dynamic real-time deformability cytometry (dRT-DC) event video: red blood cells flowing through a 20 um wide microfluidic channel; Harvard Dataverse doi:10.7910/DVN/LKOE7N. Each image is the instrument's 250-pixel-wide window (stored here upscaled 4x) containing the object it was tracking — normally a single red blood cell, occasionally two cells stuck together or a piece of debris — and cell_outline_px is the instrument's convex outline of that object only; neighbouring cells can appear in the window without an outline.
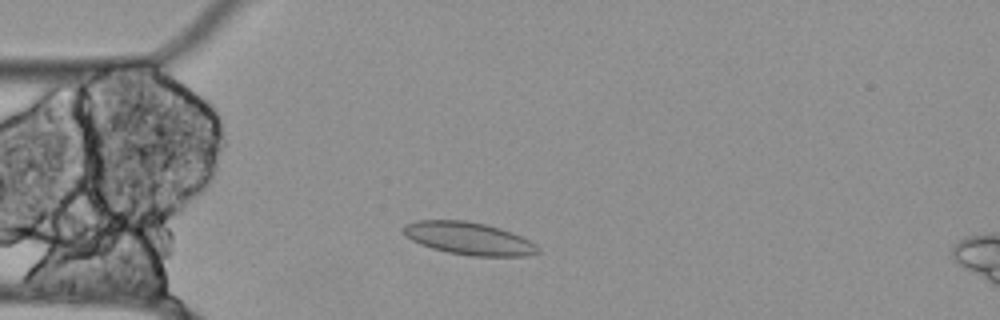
{"species": "Egyptian fruit bat (a non-hibernating species)", "species_latin": "Rousettus aegyptiacus", "temperature_condition": "cold", "stored_images_in_passage": 45, "segment_of_instrument_passage": [1, 2], "camera_frame_rate_fps": 3000, "um_per_image_px": 0.085, "animal": {"sex": "female"}, "frame": {"image": 1, "passage_image": 7, "time_ms": 2.0, "image_size_px": [1000, 320], "cell_outline_px": [[540, 252], [524, 256], [472, 256], [448, 252], [432, 248], [420, 244], [404, 236], [400, 228], [404, 224], [416, 220], [464, 220], [488, 224], [512, 232], [536, 244], [540, 248]], "centroid_in_image_um": [39.81, 20.25], "position_along_channel_um": 45.2, "area_um2": 25.78}}
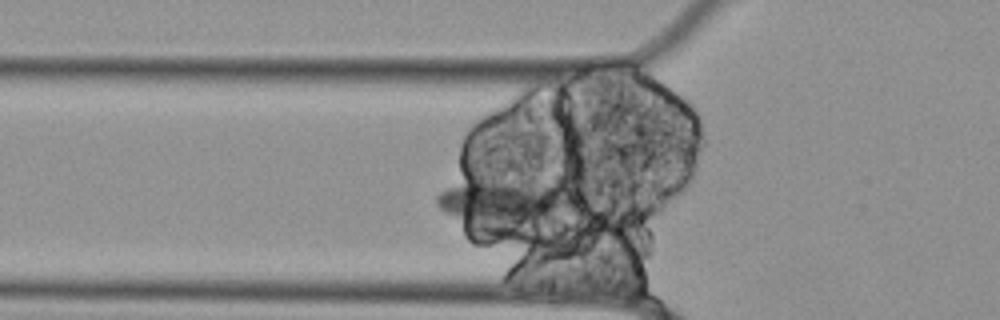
{"frame": {"image": 2, "passage_image": 11, "time_ms": 3.333, "image_size_px": [1000, 320], "cell_outline_px": [[580, 192], [576, 200], [564, 208], [508, 240], [504, 240], [484, 232], [444, 212], [436, 204], [436, 196], [444, 188], [460, 184], [480, 184], [552, 188]], "centroid_in_image_um": [42.74, 17.54], "position_along_channel_um": 83.1, "area_um2": 36.82}}